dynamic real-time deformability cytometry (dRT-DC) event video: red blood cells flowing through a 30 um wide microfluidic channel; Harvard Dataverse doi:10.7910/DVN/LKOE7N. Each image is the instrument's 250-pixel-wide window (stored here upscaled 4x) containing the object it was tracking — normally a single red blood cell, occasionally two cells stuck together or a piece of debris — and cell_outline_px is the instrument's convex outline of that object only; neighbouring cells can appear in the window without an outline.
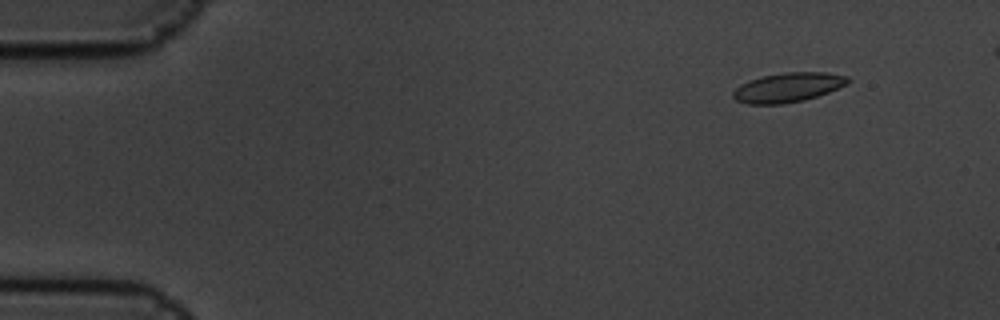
{"species": "common noctule bat (a hibernating species)", "species_latin": "Nyctalus noctula", "temperature_condition": "cold", "stored_images_in_passage": 6, "camera_frame_rate_fps": 3000, "um_per_image_px": 0.085, "animal": {"sex": "male", "body_mass_g": 19.5, "forearm_length_mm": 54.6}, "frame": {"image": 1, "passage_image": 2, "time_ms": 0.333, "image_size_px": [1000, 320], "cell_outline_px": [[852, 80], [848, 84], [828, 92], [804, 100], [784, 104], [748, 104], [736, 100], [732, 96], [732, 92], [740, 84], [748, 80], [764, 76], [784, 72], [828, 72], [848, 76]], "centroid_in_image_um": [66.99, 7.42], "position_along_channel_um": 18.0, "area_um2": 19.83}}